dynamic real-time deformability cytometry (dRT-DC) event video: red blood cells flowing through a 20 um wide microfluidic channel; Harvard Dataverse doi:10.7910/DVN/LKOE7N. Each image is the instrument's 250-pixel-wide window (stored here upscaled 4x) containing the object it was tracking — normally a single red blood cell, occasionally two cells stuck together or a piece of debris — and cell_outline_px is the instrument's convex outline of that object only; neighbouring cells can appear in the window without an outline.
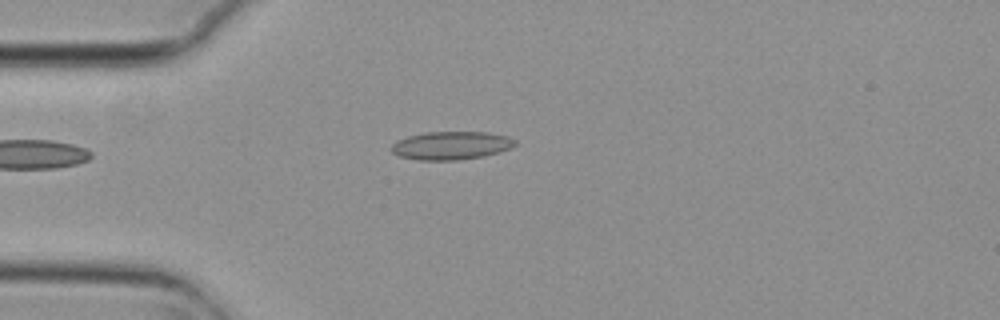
{"species": "common noctule bat (a hibernating species)", "species_latin": "Nyctalus noctula", "temperature_condition": "cold", "stored_images_in_passage": 4, "camera_frame_rate_fps": 3000, "um_per_image_px": 0.085, "animal": {"sex": "female", "body_mass_g": 29.2, "forearm_length_mm": 56.3}, "frame": {"image": 1, "passage_image": 4, "time_ms": 1.0, "image_size_px": [1000, 320], "cell_outline_px": [[516, 144], [500, 152], [484, 156], [456, 160], [420, 160], [400, 156], [392, 152], [392, 144], [396, 140], [408, 136], [424, 132], [488, 132], [508, 136], [516, 140]], "centroid_in_image_um": [38.35, 12.36], "position_along_channel_um": 46.7, "area_um2": 20.29}}